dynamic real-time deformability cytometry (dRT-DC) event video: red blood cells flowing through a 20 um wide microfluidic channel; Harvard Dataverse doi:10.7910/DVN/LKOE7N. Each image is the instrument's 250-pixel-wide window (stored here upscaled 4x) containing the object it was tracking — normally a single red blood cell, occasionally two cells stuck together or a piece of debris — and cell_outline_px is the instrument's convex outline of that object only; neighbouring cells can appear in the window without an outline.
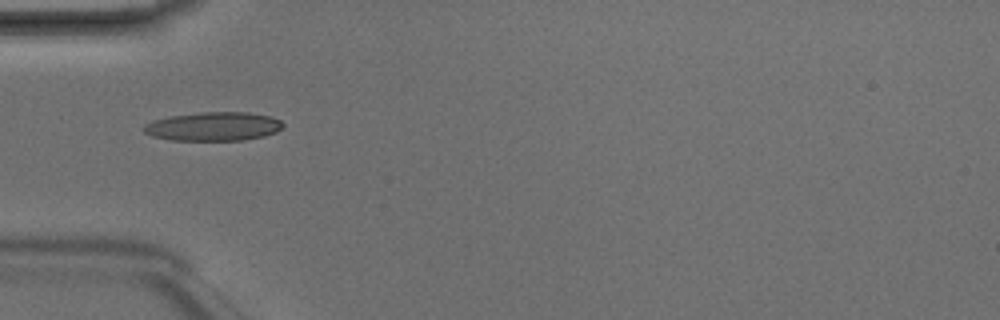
{"species": "Egyptian fruit bat (a non-hibernating species)", "species_latin": "Rousettus aegyptiacus", "temperature_condition": "room temperature", "stored_images_in_passage": 3, "camera_frame_rate_fps": 3000, "um_per_image_px": 0.085, "animal": {"sex": "male"}, "frame": {"image": 1, "passage_image": 3, "time_ms": 0.667, "image_size_px": [1000, 320], "cell_outline_px": [[284, 124], [276, 132], [264, 136], [240, 140], [172, 140], [152, 136], [144, 132], [144, 124], [152, 120], [168, 116], [200, 112], [248, 112], [268, 116], [280, 120]], "centroid_in_image_um": [18.1, 10.74], "position_along_channel_um": 66.9, "area_um2": 23.29}}